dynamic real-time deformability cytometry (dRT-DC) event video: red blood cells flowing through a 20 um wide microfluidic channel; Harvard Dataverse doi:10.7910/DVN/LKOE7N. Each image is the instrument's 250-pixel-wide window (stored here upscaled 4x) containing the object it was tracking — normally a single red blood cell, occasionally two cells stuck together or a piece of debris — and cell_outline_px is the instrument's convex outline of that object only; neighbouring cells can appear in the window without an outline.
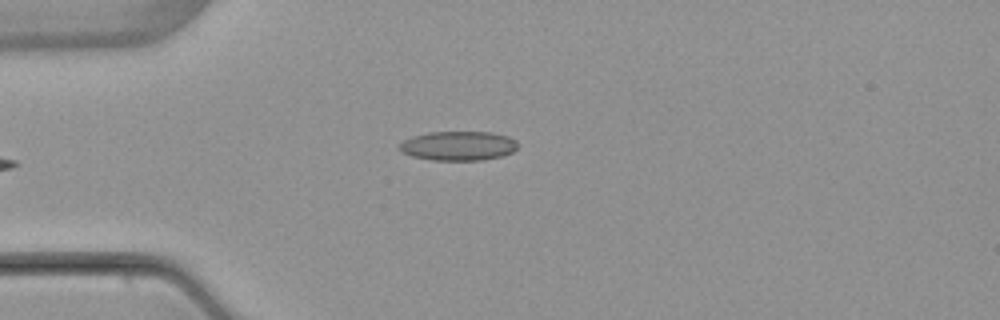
{"species": "common noctule bat (a hibernating species)", "species_latin": "Nyctalus noctula", "temperature_condition": "warm", "stored_images_in_passage": 4, "camera_frame_rate_fps": 3000, "um_per_image_px": 0.085, "animal": {"sex": "female", "body_mass_g": 22.7, "forearm_length_mm": 54.2}, "frame": {"image": 1, "passage_image": 4, "time_ms": 4.0, "image_size_px": [1000, 320], "cell_outline_px": [[516, 148], [512, 152], [500, 156], [480, 160], [432, 160], [412, 156], [404, 152], [400, 148], [400, 144], [404, 140], [412, 136], [428, 132], [492, 132], [508, 136], [516, 140]], "centroid_in_image_um": [38.96, 12.38], "position_along_channel_um": 46.0, "area_um2": 20.0}}